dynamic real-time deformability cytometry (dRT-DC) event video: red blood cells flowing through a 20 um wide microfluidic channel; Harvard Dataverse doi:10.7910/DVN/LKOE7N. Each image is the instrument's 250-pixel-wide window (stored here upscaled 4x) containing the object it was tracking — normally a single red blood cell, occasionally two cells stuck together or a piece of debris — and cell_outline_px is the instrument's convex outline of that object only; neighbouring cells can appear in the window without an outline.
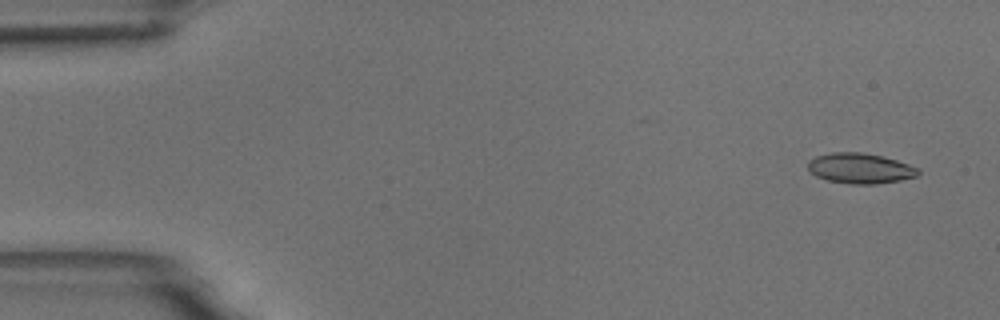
{"species": "common noctule bat (a hibernating species)", "species_latin": "Nyctalus noctula", "temperature_condition": "room temperature", "stored_images_in_passage": 5, "camera_frame_rate_fps": 3000, "um_per_image_px": 0.085, "animal": {"sex": "male", "body_mass_g": 18.8}, "frame": {"image": 1, "passage_image": 1, "time_ms": 0.0, "image_size_px": [1000, 320], "cell_outline_px": [[920, 172], [916, 176], [900, 180], [876, 184], [852, 184], [828, 180], [816, 176], [808, 168], [808, 160], [816, 156], [832, 152], [860, 152], [880, 156], [896, 160], [920, 168]], "centroid_in_image_um": [73.11, 14.3], "position_along_channel_um": 11.9, "area_um2": 19.36}}
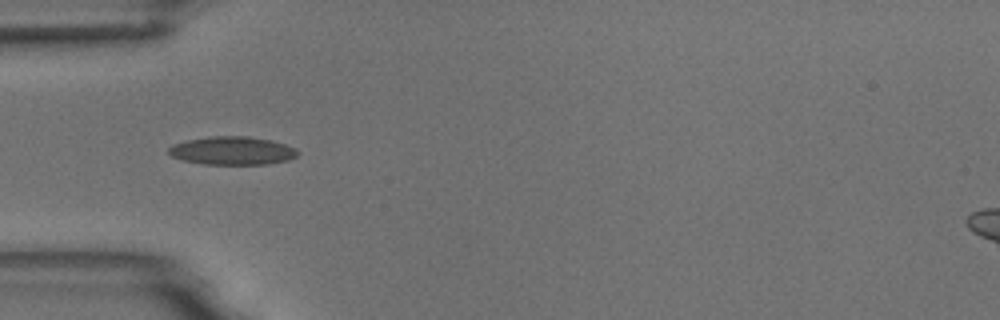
{"frame": {"image": 2, "passage_image": 5, "time_ms": 4.667, "image_size_px": [1000, 320], "cell_outline_px": [[300, 152], [296, 156], [288, 160], [264, 164], [204, 164], [184, 160], [172, 156], [168, 152], [168, 148], [172, 144], [188, 140], [212, 136], [248, 136], [272, 140], [296, 148]], "centroid_in_image_um": [19.76, 12.8], "position_along_channel_um": 65.2, "area_um2": 21.15}}